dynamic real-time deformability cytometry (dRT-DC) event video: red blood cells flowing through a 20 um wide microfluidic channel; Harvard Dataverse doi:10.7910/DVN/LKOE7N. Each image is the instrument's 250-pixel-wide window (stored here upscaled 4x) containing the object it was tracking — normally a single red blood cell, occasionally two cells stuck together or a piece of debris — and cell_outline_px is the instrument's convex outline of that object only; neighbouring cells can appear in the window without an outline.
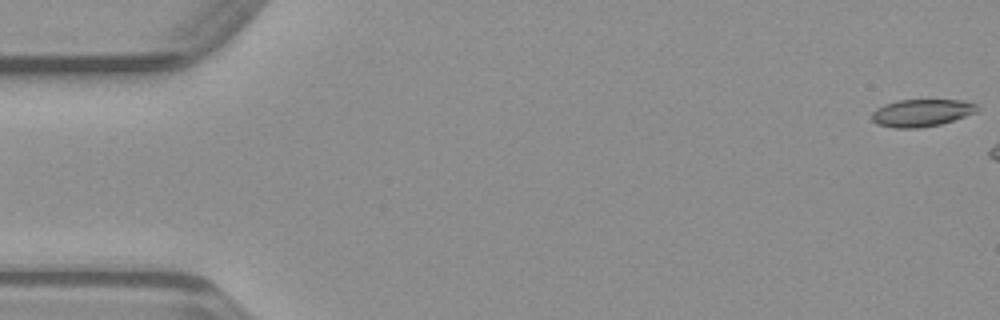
{"species": "common noctule bat (a hibernating species)", "species_latin": "Nyctalus noctula", "temperature_condition": "warm", "stored_images_in_passage": 6, "camera_frame_rate_fps": 3000, "um_per_image_px": 0.085, "animal": {"sex": "male", "body_mass_g": 23.1, "forearm_length_mm": 52.7}, "frame": {"image": 1, "passage_image": 1, "time_ms": 0.0, "image_size_px": [1000, 320], "cell_outline_px": [[980, 108], [976, 112], [940, 124], [920, 128], [896, 128], [876, 124], [872, 120], [872, 112], [876, 108], [884, 104], [900, 100], [960, 100], [976, 104]], "centroid_in_image_um": [78.3, 9.59], "position_along_channel_um": 6.7, "area_um2": 16.7}}